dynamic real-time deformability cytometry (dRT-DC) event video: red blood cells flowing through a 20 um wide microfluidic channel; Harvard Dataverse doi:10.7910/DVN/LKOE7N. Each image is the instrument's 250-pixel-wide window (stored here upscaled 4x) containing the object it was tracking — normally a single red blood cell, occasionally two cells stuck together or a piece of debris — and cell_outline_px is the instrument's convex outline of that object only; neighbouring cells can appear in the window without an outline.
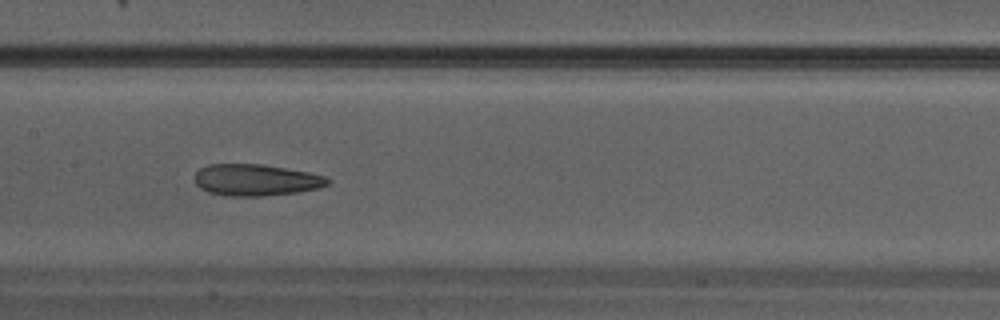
{"species": "Egyptian fruit bat (a non-hibernating species)", "species_latin": "Rousettus aegyptiacus", "temperature_condition": "warm", "stored_images_in_passage": 24, "camera_frame_rate_fps": 3000, "um_per_image_px": 0.085, "animal": {"sex": "male"}, "frame": {"image": 1, "passage_image": 8, "time_ms": 2.333, "image_size_px": [1000, 320], "cell_outline_px": [[332, 180], [328, 184], [320, 188], [296, 192], [264, 196], [224, 196], [208, 192], [200, 188], [196, 184], [196, 172], [200, 168], [208, 164], [264, 164], [308, 172], [328, 176]], "centroid_in_image_um": [21.78, 15.3], "position_along_channel_um": 185.6, "area_um2": 24.68}}